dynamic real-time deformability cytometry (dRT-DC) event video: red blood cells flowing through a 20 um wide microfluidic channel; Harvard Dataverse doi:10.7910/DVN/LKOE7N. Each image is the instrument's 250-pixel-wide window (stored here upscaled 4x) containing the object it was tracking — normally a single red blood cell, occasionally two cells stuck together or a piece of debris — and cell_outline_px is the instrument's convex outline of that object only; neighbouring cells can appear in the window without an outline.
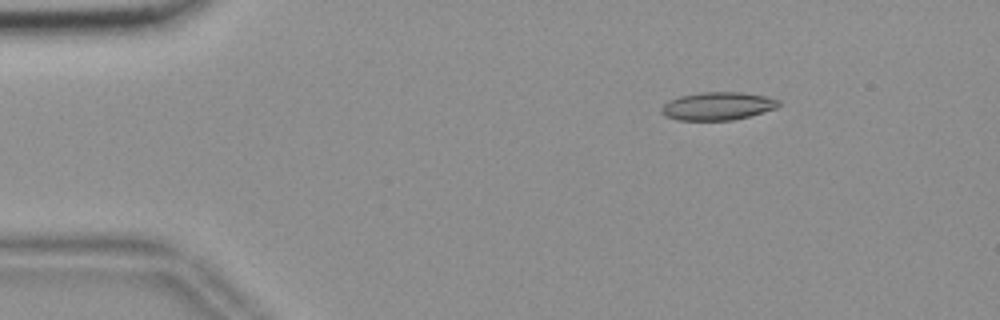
{"species": "common noctule bat (a hibernating species)", "species_latin": "Nyctalus noctula", "temperature_condition": "room temperature", "stored_images_in_passage": 55, "camera_frame_rate_fps": 3000, "um_per_image_px": 0.085, "animal": {"sex": "female", "body_mass_g": 18.4}, "frame": {"image": 1, "passage_image": 8, "time_ms": 2.333, "image_size_px": [1000, 320], "cell_outline_px": [[780, 104], [776, 108], [748, 116], [732, 120], [676, 120], [664, 116], [660, 112], [660, 108], [668, 100], [680, 96], [700, 92], [740, 92], [764, 96], [780, 100]], "centroid_in_image_um": [60.94, 9.02], "position_along_channel_um": 24.1, "area_um2": 19.13}}
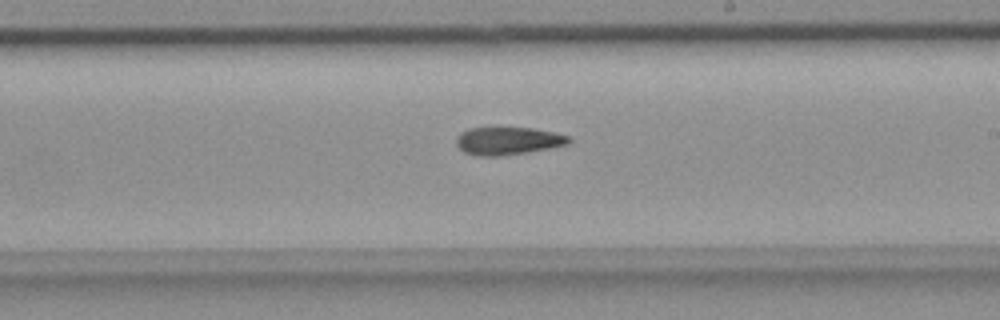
{"frame": {"image": 2, "passage_image": 32, "time_ms": 10.333, "image_size_px": [1000, 320], "cell_outline_px": [[572, 140], [568, 144], [548, 148], [500, 156], [480, 156], [464, 152], [456, 144], [456, 136], [460, 132], [468, 128], [532, 128], [556, 132], [568, 136]], "centroid_in_image_um": [43.15, 11.96], "position_along_channel_um": 245.8, "area_um2": 18.09}}
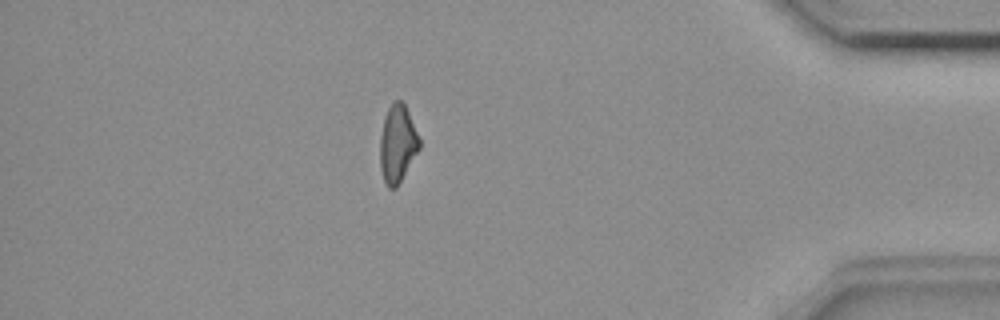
{"frame": {"image": 3, "passage_image": 48, "time_ms": 15.667, "image_size_px": [1000, 320], "cell_outline_px": [[420, 148], [396, 188], [388, 188], [384, 180], [380, 168], [380, 136], [384, 116], [388, 108], [396, 100], [400, 100], [404, 104], [408, 112], [420, 140]], "centroid_in_image_um": [33.77, 12.23], "position_along_channel_um": 401.4, "area_um2": 17.57}, "authors_computed_cell_mechanics": {"area_um2": 18.5538, "velocity_mm_per_s": 3.6818, "shape_relaxation_time_tau1_ms": null, "shape_relaxation_time_tau2_ms": 10.4317, "deformation_change_tau1": null, "deformation_change_tau2": 0.2328}}